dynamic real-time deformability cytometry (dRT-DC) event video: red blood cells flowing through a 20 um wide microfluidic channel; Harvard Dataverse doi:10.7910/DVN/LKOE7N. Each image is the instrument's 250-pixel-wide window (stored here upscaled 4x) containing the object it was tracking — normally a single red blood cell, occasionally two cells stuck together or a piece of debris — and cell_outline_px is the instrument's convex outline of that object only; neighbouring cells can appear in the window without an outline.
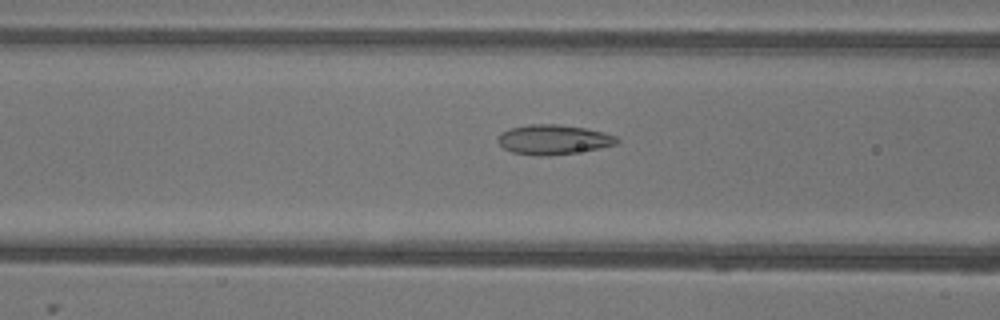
{"species": "common noctule bat (a hibernating species)", "species_latin": "Nyctalus noctula", "temperature_condition": "warm", "stored_images_in_passage": 52, "camera_frame_rate_fps": 3000, "um_per_image_px": 0.085, "animal": {"sex": "female"}, "frame": {"image": 1, "passage_image": 20, "time_ms": 6.333, "image_size_px": [1000, 320], "cell_outline_px": [[620, 140], [616, 144], [600, 148], [548, 156], [540, 156], [512, 152], [504, 148], [496, 140], [496, 136], [500, 132], [508, 128], [528, 124], [560, 124], [584, 128], [604, 132], [616, 136]], "centroid_in_image_um": [46.99, 11.85], "position_along_channel_um": 119.6, "area_um2": 20.75}}
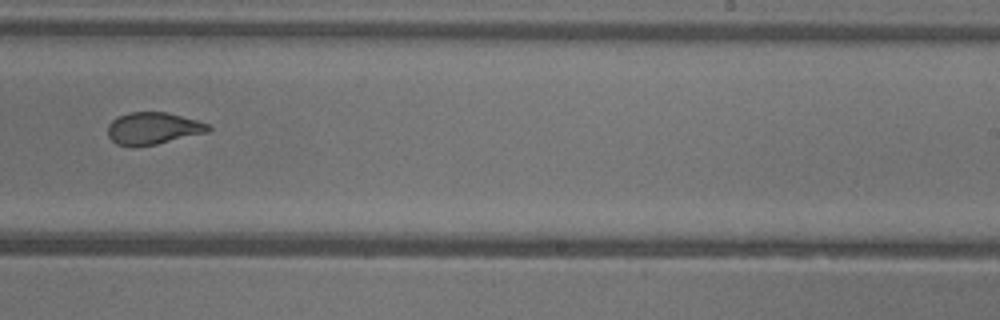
{"frame": {"image": 2, "passage_image": 32, "time_ms": 10.333, "image_size_px": [1000, 320], "cell_outline_px": [[212, 128], [208, 132], [156, 144], [136, 148], [116, 144], [108, 136], [108, 124], [112, 120], [120, 116], [132, 112], [164, 112], [196, 120], [208, 124]], "centroid_in_image_um": [12.98, 10.93], "position_along_channel_um": 276.0, "area_um2": 18.73}}
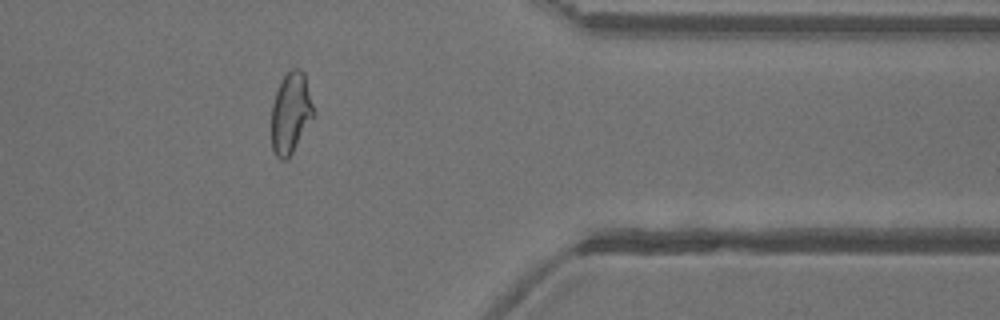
{"frame": {"image": 3, "passage_image": 42, "time_ms": 13.667, "image_size_px": [1000, 320], "cell_outline_px": [[316, 116], [292, 152], [284, 160], [280, 160], [276, 156], [272, 148], [272, 104], [280, 80], [292, 68], [300, 68], [304, 72], [316, 112]], "centroid_in_image_um": [24.75, 9.58], "position_along_channel_um": 386.7, "area_um2": 20.17}, "authors_computed_cell_mechanics": {"area_um2": 21.2126, "velocity_mm_per_s": 3.9072, "shape_relaxation_time_tau1_ms": 10.4454, "shape_relaxation_time_tau2_ms": 1.2517, "deformation_change_tau1": 0.2481, "deformation_change_tau2": 0.0707}}